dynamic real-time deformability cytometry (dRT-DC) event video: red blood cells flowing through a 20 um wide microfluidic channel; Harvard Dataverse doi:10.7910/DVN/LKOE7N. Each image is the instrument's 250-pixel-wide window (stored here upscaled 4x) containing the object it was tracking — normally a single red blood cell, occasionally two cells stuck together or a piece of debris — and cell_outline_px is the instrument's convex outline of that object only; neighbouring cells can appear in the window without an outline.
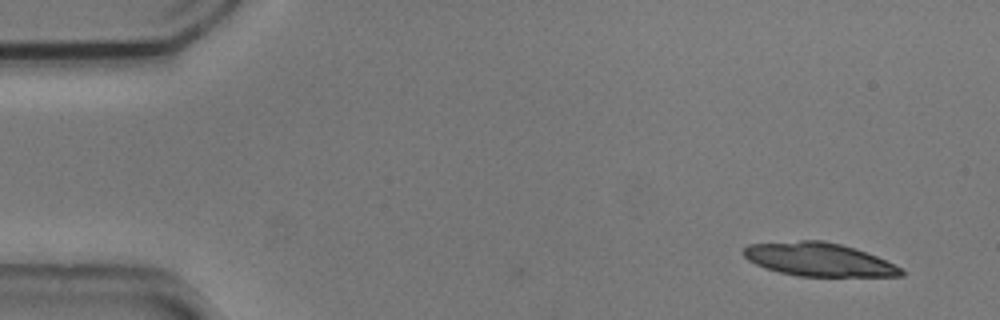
{"species": "common noctule bat (a hibernating species)", "species_latin": "Nyctalus noctula", "temperature_condition": "cold", "stored_images_in_passage": 2, "camera_frame_rate_fps": 3000, "um_per_image_px": 0.085, "animal": {"sex": "male", "body_mass_g": 20.5, "forearm_length_mm": 52.5}, "frame": {"image": 1, "passage_image": 2, "time_ms": 0.333, "image_size_px": [1000, 320], "cell_outline_px": [[904, 276], [796, 276], [764, 268], [748, 260], [740, 252], [748, 244], [800, 240], [824, 240], [840, 244], [876, 256], [900, 268], [904, 272]], "centroid_in_image_um": [69.52, 22.05], "position_along_channel_um": 15.5, "area_um2": 30.46}}